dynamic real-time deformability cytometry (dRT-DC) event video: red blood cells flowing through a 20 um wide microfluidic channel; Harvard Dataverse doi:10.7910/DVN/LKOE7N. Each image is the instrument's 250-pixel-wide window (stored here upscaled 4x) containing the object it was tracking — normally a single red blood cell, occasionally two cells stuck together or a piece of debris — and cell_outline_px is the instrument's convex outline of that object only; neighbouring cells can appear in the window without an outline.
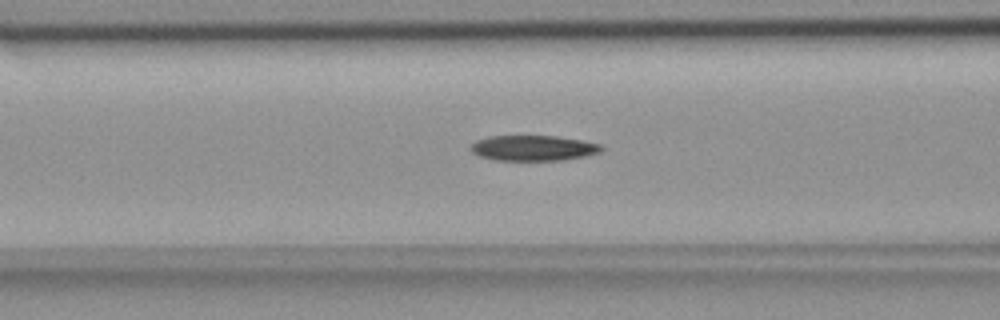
{"species": "common noctule bat (a hibernating species)", "species_latin": "Nyctalus noctula", "temperature_condition": "room temperature", "stored_images_in_passage": 40, "camera_frame_rate_fps": 3000, "um_per_image_px": 0.085, "animal": {"sex": "female", "body_mass_g": 18.4}, "frame": {"image": 1, "passage_image": 6, "time_ms": 1.667, "image_size_px": [1000, 320], "cell_outline_px": [[604, 148], [600, 152], [584, 156], [564, 160], [496, 160], [480, 156], [472, 152], [468, 148], [476, 140], [488, 136], [556, 136], [580, 140], [600, 144]], "centroid_in_image_um": [45.3, 12.58], "position_along_channel_um": 121.3, "area_um2": 19.31}}
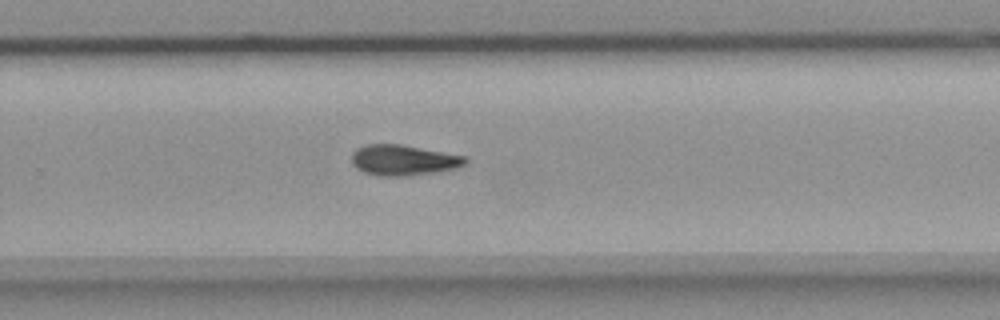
{"frame": {"image": 2, "passage_image": 20, "time_ms": 6.333, "image_size_px": [1000, 320], "cell_outline_px": [[468, 164], [456, 168], [436, 172], [404, 176], [380, 176], [364, 172], [356, 168], [352, 164], [352, 152], [356, 148], [368, 144], [400, 144], [464, 156], [468, 160]], "centroid_in_image_um": [34.28, 13.61], "position_along_channel_um": 295.5, "area_um2": 20.23}}
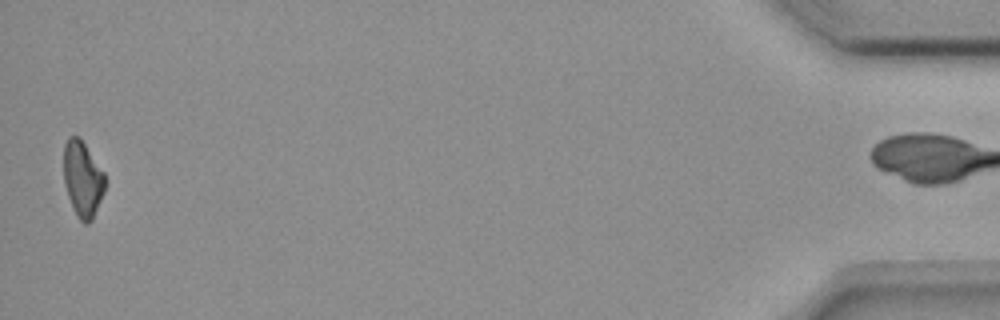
{"frame": {"image": 3, "passage_image": 38, "time_ms": 12.333, "image_size_px": [1000, 320], "cell_outline_px": [[104, 192], [92, 220], [88, 224], [84, 224], [76, 216], [68, 196], [64, 180], [64, 144], [68, 136], [80, 136], [104, 172]], "centroid_in_image_um": [7.02, 15.2], "position_along_channel_um": 428.2, "area_um2": 18.26}, "authors_computed_cell_mechanics": {"area_um2": 19.9121, "velocity_mm_per_s": 3.75, "shape_relaxation_time_tau1_ms": 6.6503, "shape_relaxation_time_tau2_ms": null, "deformation_change_tau1": 0.1696, "deformation_change_tau2": null}}